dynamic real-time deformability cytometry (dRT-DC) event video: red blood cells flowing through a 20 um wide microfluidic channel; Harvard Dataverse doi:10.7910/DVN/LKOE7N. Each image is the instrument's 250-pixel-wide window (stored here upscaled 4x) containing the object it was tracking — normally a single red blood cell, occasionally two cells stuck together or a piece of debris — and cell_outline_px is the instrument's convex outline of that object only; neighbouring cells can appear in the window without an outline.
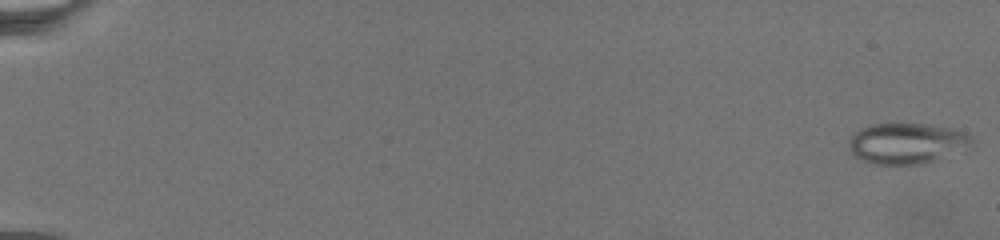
{"species": "common noctule bat (a hibernating species)", "species_latin": "Nyctalus noctula", "temperature_condition": "warm", "stored_images_in_passage": 109, "camera_frame_rate_fps": 3000, "um_per_image_px": 0.085, "animal": {"sex": "female", "body_mass_g": 19.5, "forearm_length_mm": 54.1}, "frame": {"image": 1, "passage_image": 1, "time_ms": 0.0, "image_size_px": [1000, 240], "cell_outline_px": [[976, 148], [968, 152], [924, 164], [876, 164], [852, 156], [848, 148], [848, 140], [856, 132], [872, 124], [928, 124], [952, 128], [964, 132], [972, 136]], "centroid_in_image_um": [77.22, 12.21], "position_along_channel_um": 7.8, "area_um2": 30.11}}
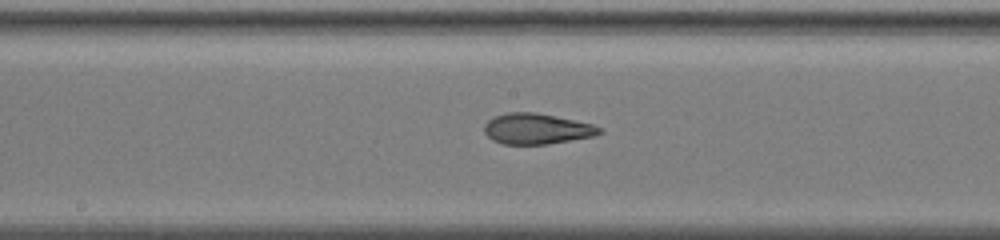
{"frame": {"image": 2, "passage_image": 83, "time_ms": 13.667, "image_size_px": [1000, 240], "cell_outline_px": [[604, 132], [596, 136], [548, 144], [504, 144], [492, 140], [484, 132], [484, 124], [488, 120], [496, 116], [508, 112], [536, 112], [592, 124], [604, 128]], "centroid_in_image_um": [45.65, 10.95], "position_along_channel_um": 202.5, "area_um2": 20.69}}
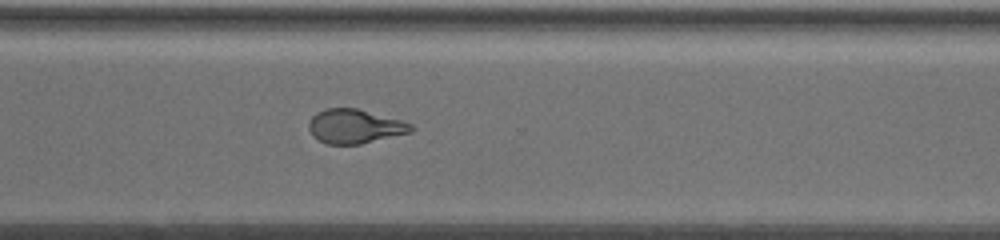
{"frame": {"image": 3, "passage_image": 108, "time_ms": 18.333, "image_size_px": [1000, 240], "cell_outline_px": [[416, 128], [412, 132], [360, 144], [324, 144], [312, 136], [308, 128], [308, 120], [316, 112], [324, 108], [356, 108], [400, 120], [412, 124]], "centroid_in_image_um": [30.12, 10.74], "position_along_channel_um": 340.5, "area_um2": 20.52}}